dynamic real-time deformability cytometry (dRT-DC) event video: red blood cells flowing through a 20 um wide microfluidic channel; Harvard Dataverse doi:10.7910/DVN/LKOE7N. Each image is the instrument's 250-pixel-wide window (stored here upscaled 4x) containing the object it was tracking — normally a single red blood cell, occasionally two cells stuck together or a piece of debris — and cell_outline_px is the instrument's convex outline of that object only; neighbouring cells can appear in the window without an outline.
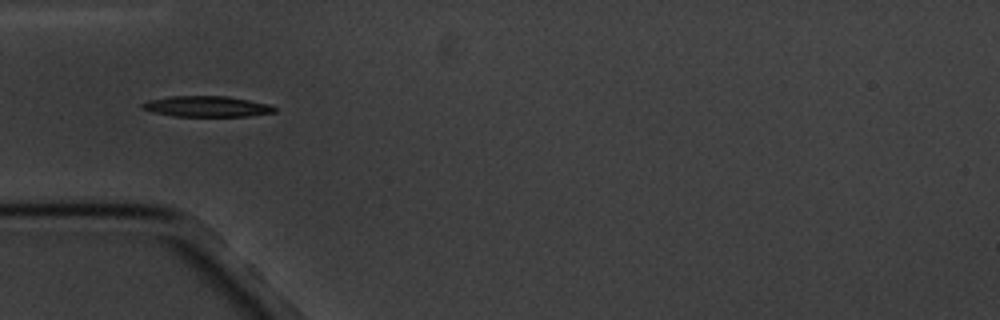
{"species": "common noctule bat (a hibernating species)", "species_latin": "Nyctalus noctula", "temperature_condition": "cold", "stored_images_in_passage": 8, "camera_frame_rate_fps": 3000, "um_per_image_px": 0.085, "animal": {"sex": "male", "body_mass_g": 20.1, "forearm_length_mm": 53.5}, "frame": {"image": 1, "passage_image": 5, "time_ms": 4.667, "image_size_px": [1000, 320], "cell_outline_px": [[276, 112], [248, 116], [172, 116], [152, 112], [140, 108], [140, 104], [148, 100], [172, 96], [228, 96], [268, 104], [276, 108]], "centroid_in_image_um": [17.53, 9.05], "position_along_channel_um": 67.5, "area_um2": 16.01}}
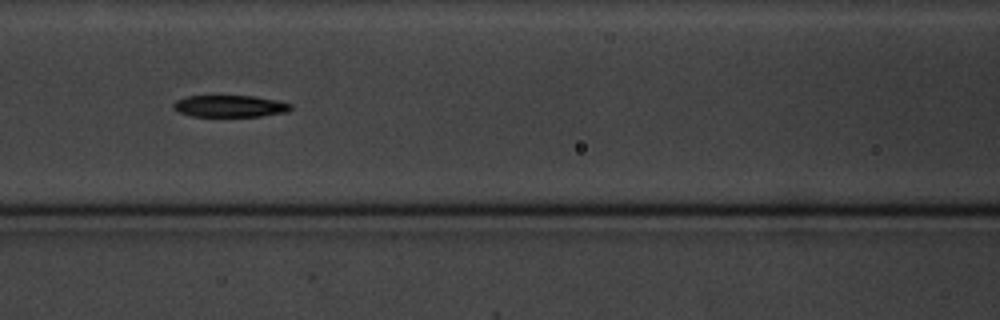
{"frame": {"image": 2, "passage_image": 7, "time_ms": 7.0, "image_size_px": [1000, 320], "cell_outline_px": [[292, 108], [288, 112], [260, 116], [192, 116], [180, 112], [172, 104], [176, 100], [188, 96], [256, 96], [276, 100], [292, 104]], "centroid_in_image_um": [19.59, 9.02], "position_along_channel_um": 147.0, "area_um2": 14.8}}
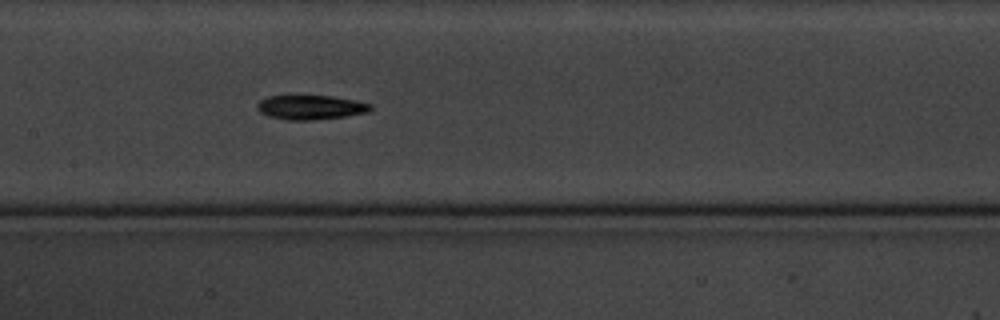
{"frame": {"image": 3, "passage_image": 8, "time_ms": 8.0, "image_size_px": [1000, 320], "cell_outline_px": [[372, 108], [368, 112], [344, 116], [312, 120], [288, 120], [268, 116], [260, 112], [256, 108], [256, 104], [260, 100], [268, 96], [288, 92], [296, 92], [332, 96], [356, 100], [372, 104]], "centroid_in_image_um": [26.32, 9.05], "position_along_channel_um": 181.1, "area_um2": 17.11}}